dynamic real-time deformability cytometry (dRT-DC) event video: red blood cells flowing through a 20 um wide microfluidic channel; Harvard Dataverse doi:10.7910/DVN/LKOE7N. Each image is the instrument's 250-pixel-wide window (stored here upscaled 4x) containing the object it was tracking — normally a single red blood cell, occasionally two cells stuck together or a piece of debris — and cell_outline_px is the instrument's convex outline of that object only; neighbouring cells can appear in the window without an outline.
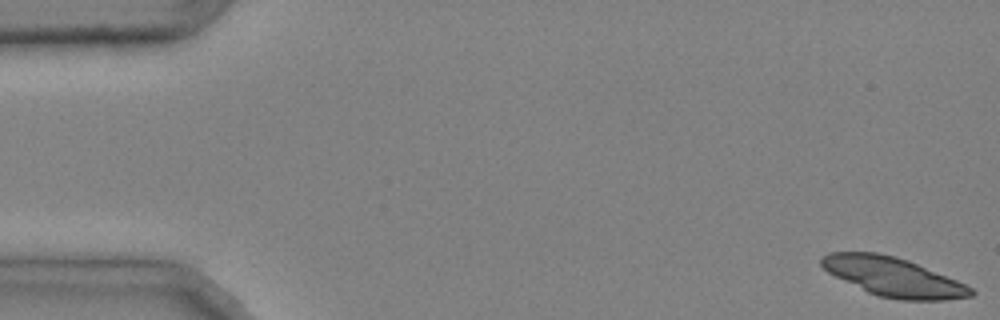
{"species": "common noctule bat (a hibernating species)", "species_latin": "Nyctalus noctula", "temperature_condition": "cold", "stored_images_in_passage": 16, "camera_frame_rate_fps": 3000, "um_per_image_px": 0.085, "animal": {"sex": "male", "body_mass_g": 20.4}, "frame": {"image": 1, "passage_image": 1, "time_ms": 0.0, "image_size_px": [1000, 320], "cell_outline_px": [[976, 292], [972, 296], [944, 300], [900, 300], [880, 296], [868, 292], [828, 272], [820, 264], [820, 256], [828, 252], [876, 252], [896, 256], [908, 260], [956, 280], [972, 288]], "centroid_in_image_um": [75.91, 23.52], "position_along_channel_um": 9.1, "area_um2": 33.7}}